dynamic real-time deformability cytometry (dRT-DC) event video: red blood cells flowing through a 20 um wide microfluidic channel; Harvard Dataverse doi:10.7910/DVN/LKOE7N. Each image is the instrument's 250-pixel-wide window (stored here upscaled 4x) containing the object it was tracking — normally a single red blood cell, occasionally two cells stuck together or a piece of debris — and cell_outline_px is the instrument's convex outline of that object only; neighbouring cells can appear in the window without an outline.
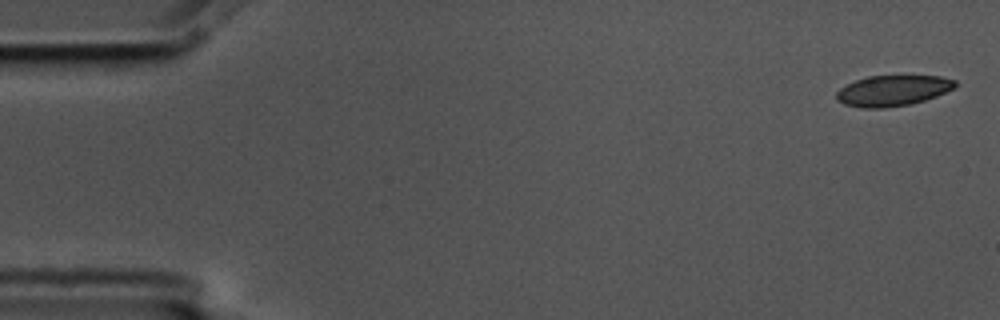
{"species": "common noctule bat (a hibernating species)", "species_latin": "Nyctalus noctula", "temperature_condition": "cold", "stored_images_in_passage": 5, "segment_of_instrument_passage": [1, 2], "camera_frame_rate_fps": 3000, "um_per_image_px": 0.085, "animal": {"sex": "male", "body_mass_g": 17.5, "forearm_length_mm": 52.3}, "frame": {"image": 1, "passage_image": 1, "time_ms": 0.0, "image_size_px": [1000, 320], "cell_outline_px": [[956, 88], [936, 96], [924, 100], [908, 104], [884, 108], [864, 108], [844, 104], [836, 100], [836, 92], [840, 88], [856, 80], [868, 76], [940, 76], [956, 80]], "centroid_in_image_um": [75.89, 7.7], "position_along_channel_um": 9.1, "area_um2": 21.15}}
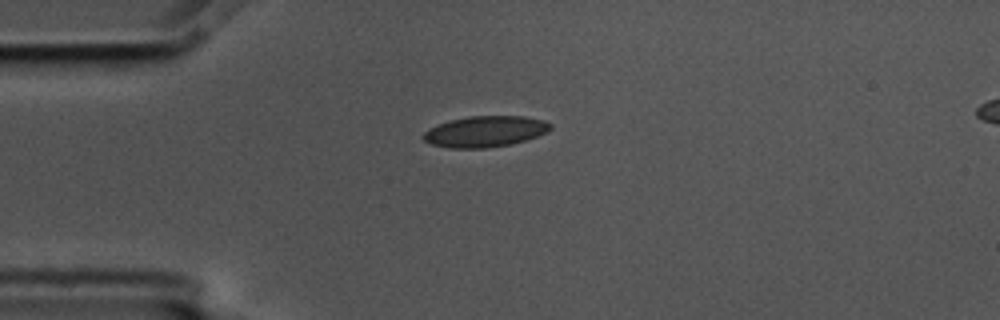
{"frame": {"image": 2, "passage_image": 4, "time_ms": 1.0, "image_size_px": [1000, 320], "cell_outline_px": [[552, 128], [548, 132], [524, 140], [508, 144], [484, 148], [452, 148], [432, 144], [424, 140], [420, 136], [428, 128], [452, 120], [468, 116], [524, 116], [544, 120], [552, 124]], "centroid_in_image_um": [41.24, 11.17], "position_along_channel_um": 43.8, "area_um2": 22.77}}